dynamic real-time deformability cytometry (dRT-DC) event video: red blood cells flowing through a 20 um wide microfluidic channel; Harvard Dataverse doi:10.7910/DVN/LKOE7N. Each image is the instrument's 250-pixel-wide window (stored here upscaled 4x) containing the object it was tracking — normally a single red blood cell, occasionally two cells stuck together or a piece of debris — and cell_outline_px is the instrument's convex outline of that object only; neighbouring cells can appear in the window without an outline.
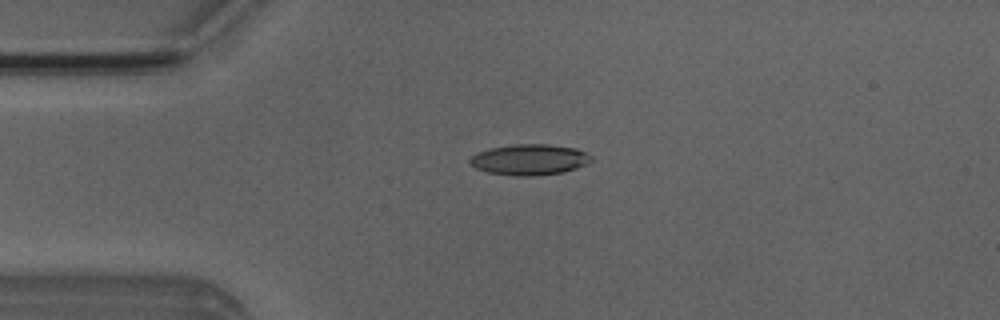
{"species": "Egyptian fruit bat (a non-hibernating species)", "species_latin": "Rousettus aegyptiacus", "temperature_condition": "room temperature", "stored_images_in_passage": 6, "camera_frame_rate_fps": 3000, "um_per_image_px": 0.085, "animal": {"sex": "male"}, "frame": {"image": 1, "passage_image": 4, "time_ms": 3.333, "image_size_px": [1000, 320], "cell_outline_px": [[592, 160], [576, 168], [564, 172], [532, 176], [516, 176], [488, 172], [476, 168], [468, 160], [476, 152], [488, 148], [516, 144], [548, 144], [576, 148], [592, 156]], "centroid_in_image_um": [44.99, 13.56], "position_along_channel_um": 40.0, "area_um2": 21.73}}